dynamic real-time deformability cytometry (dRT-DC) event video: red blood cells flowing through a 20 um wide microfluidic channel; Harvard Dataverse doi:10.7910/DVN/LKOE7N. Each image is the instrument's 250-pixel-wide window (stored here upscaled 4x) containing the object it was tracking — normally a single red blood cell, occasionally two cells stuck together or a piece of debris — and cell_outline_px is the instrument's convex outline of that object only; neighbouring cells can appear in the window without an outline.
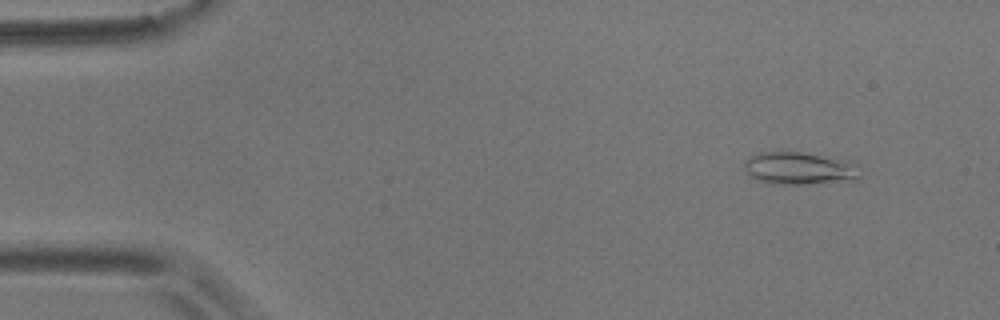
{"species": "common noctule bat (a hibernating species)", "species_latin": "Nyctalus noctula", "temperature_condition": "room temperature", "stored_images_in_passage": 4, "camera_frame_rate_fps": 3000, "um_per_image_px": 0.085, "animal": {"sex": "male", "body_mass_g": 17.9}, "frame": {"image": 1, "passage_image": 2, "time_ms": 1.0, "image_size_px": [1000, 320], "cell_outline_px": [[860, 176], [856, 180], [804, 184], [772, 184], [748, 176], [744, 168], [744, 160], [760, 152], [800, 152], [856, 164]], "centroid_in_image_um": [67.87, 14.33], "position_along_channel_um": 17.1, "area_um2": 21.44}}